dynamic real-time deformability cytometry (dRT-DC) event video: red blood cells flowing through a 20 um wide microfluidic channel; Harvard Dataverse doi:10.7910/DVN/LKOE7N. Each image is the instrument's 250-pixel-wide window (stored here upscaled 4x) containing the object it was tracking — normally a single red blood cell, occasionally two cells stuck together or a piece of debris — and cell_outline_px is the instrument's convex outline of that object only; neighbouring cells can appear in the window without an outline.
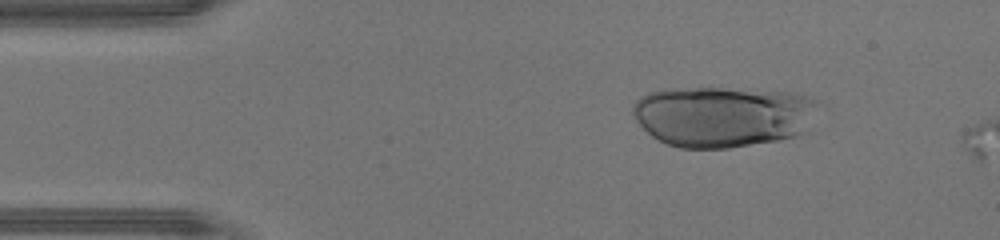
{"species": "human", "species_latin": "Homo sapiens", "temperature_condition": "warm", "stored_images_in_passage": 9, "segment_of_instrument_passage": [1, 2], "camera_frame_rate_fps": 3000, "um_per_image_px": 0.085, "donor": {"sex": "male"}, "frame": {"image": 1, "passage_image": 6, "time_ms": 1.667, "image_size_px": [1000, 240], "cell_outline_px": [[816, 104], [800, 132], [796, 136], [776, 140], [728, 148], [680, 148], [668, 144], [652, 136], [632, 116], [632, 104], [640, 96], [648, 92], [664, 88], [720, 88], [796, 92], [816, 100]], "centroid_in_image_um": [61.31, 9.87], "position_along_channel_um": 23.7, "area_um2": 65.26}}